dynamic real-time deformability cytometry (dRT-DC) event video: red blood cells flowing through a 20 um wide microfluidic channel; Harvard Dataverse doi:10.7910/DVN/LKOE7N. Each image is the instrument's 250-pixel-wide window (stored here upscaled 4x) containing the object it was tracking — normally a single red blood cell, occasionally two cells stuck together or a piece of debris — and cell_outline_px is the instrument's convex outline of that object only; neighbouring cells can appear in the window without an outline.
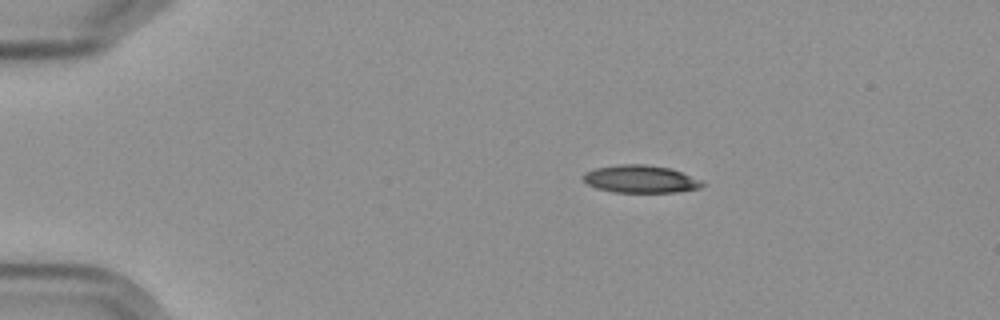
{"species": "Egyptian fruit bat (a non-hibernating species)", "species_latin": "Rousettus aegyptiacus", "temperature_condition": "cold", "stored_images_in_passage": 4, "camera_frame_rate_fps": 3000, "um_per_image_px": 0.085, "frame": {"image": 1, "passage_image": 2, "time_ms": 2.0, "image_size_px": [1000, 320], "cell_outline_px": [[704, 184], [700, 188], [676, 192], [612, 192], [596, 188], [588, 184], [580, 176], [584, 172], [596, 168], [620, 164], [644, 164], [672, 168], [700, 180]], "centroid_in_image_um": [54.41, 15.21], "position_along_channel_um": 30.6, "area_um2": 19.19}}